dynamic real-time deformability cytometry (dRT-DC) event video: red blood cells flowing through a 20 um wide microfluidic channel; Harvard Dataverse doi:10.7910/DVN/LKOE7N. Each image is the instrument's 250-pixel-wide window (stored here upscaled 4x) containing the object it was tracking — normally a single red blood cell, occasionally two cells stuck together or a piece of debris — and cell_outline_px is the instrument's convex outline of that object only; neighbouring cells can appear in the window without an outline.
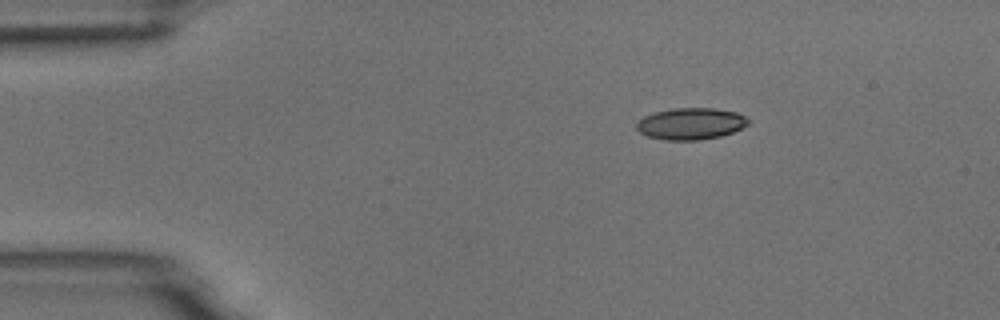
{"species": "common noctule bat (a hibernating species)", "species_latin": "Nyctalus noctula", "temperature_condition": "room temperature", "stored_images_in_passage": 3, "camera_frame_rate_fps": 3000, "um_per_image_px": 0.085, "animal": {"sex": "male", "body_mass_g": 18.8}, "frame": {"image": 1, "passage_image": 1, "time_ms": 0.0, "image_size_px": [1000, 320], "cell_outline_px": [[748, 124], [732, 132], [720, 136], [700, 140], [664, 140], [648, 136], [640, 132], [636, 128], [636, 124], [644, 116], [656, 112], [672, 108], [712, 108], [736, 112], [744, 116], [748, 120]], "centroid_in_image_um": [58.7, 10.52], "position_along_channel_um": 26.3, "area_um2": 20.4}}